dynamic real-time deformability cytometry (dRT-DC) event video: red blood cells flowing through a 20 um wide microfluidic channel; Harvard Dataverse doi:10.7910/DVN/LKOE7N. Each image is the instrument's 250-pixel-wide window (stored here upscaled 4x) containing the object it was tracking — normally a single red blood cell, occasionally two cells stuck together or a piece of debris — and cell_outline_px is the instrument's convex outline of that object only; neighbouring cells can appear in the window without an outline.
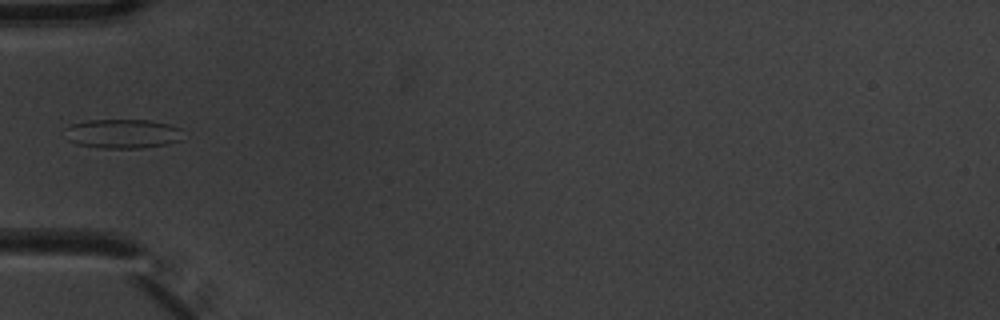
{"species": "common noctule bat (a hibernating species)", "species_latin": "Nyctalus noctula", "temperature_condition": "warm", "stored_images_in_passage": 6, "camera_frame_rate_fps": 3000, "um_per_image_px": 0.085, "animal": {"sex": "male", "body_mass_g": 20.1, "forearm_length_mm": 53.5}, "frame": {"image": 1, "passage_image": 6, "time_ms": 1.667, "image_size_px": [1000, 320], "cell_outline_px": [[180, 140], [168, 144], [144, 148], [104, 148], [76, 144], [68, 140], [64, 128], [72, 124], [88, 120], [148, 120], [168, 124], [180, 128]], "centroid_in_image_um": [10.39, 11.37], "position_along_channel_um": 74.6, "area_um2": 20.06}}